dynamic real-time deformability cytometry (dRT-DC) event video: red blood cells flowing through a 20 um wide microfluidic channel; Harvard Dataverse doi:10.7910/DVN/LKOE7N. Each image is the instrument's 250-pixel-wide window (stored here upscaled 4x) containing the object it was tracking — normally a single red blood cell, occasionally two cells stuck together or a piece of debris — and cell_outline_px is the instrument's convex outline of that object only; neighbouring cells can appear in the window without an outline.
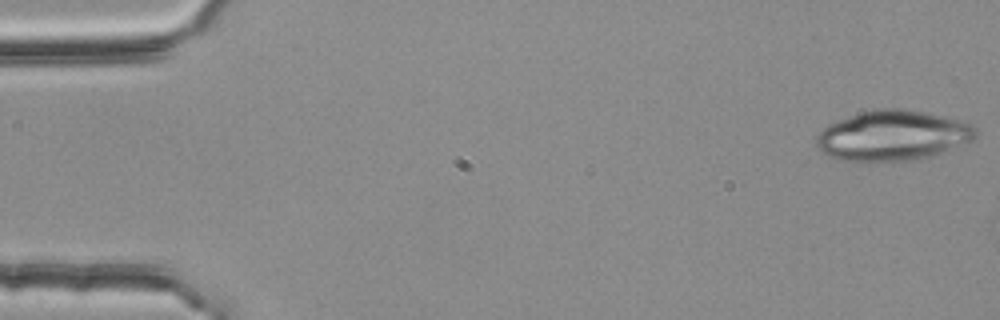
{"species": "common noctule bat (a hibernating species)", "species_latin": "Nyctalus noctula", "temperature_condition": "room temperature", "stored_images_in_passage": 5, "camera_frame_rate_fps": 3000, "um_per_image_px": 0.085, "animal": {"sex": "female", "body_mass_g": 25.1}, "frame": {"image": 1, "passage_image": 1, "time_ms": 0.0, "image_size_px": [1000, 320], "cell_outline_px": [[976, 136], [972, 140], [928, 156], [916, 160], [840, 160], [828, 156], [820, 152], [816, 148], [816, 136], [828, 124], [860, 112], [876, 108], [900, 108], [924, 112], [960, 120], [972, 124], [976, 128]], "centroid_in_image_um": [75.83, 11.5], "position_along_channel_um": 9.2, "area_um2": 46.07}}